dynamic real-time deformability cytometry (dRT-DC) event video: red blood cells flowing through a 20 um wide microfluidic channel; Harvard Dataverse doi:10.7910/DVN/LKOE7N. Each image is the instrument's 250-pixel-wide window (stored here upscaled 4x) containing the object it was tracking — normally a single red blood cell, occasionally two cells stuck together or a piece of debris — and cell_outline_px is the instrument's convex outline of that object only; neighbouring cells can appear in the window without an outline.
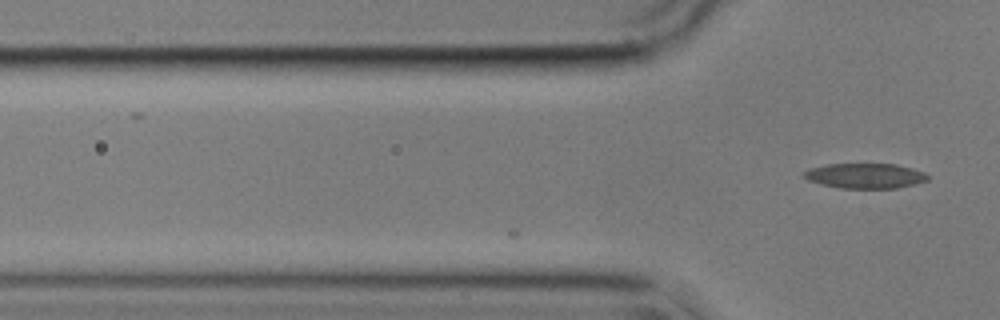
{"species": "common noctule bat (a hibernating species)", "species_latin": "Nyctalus noctula", "temperature_condition": "cold", "stored_images_in_passage": 3, "camera_frame_rate_fps": 3000, "um_per_image_px": 0.085, "animal": {"sex": "male", "body_mass_g": 17.9}, "frame": {"image": 1, "passage_image": 3, "time_ms": 0.667, "image_size_px": [1000, 320], "cell_outline_px": [[928, 180], [916, 184], [896, 188], [840, 188], [820, 184], [808, 180], [800, 176], [808, 168], [828, 164], [896, 164], [912, 168], [924, 172], [928, 176]], "centroid_in_image_um": [73.51, 14.94], "position_along_channel_um": 52.3, "area_um2": 18.21}}